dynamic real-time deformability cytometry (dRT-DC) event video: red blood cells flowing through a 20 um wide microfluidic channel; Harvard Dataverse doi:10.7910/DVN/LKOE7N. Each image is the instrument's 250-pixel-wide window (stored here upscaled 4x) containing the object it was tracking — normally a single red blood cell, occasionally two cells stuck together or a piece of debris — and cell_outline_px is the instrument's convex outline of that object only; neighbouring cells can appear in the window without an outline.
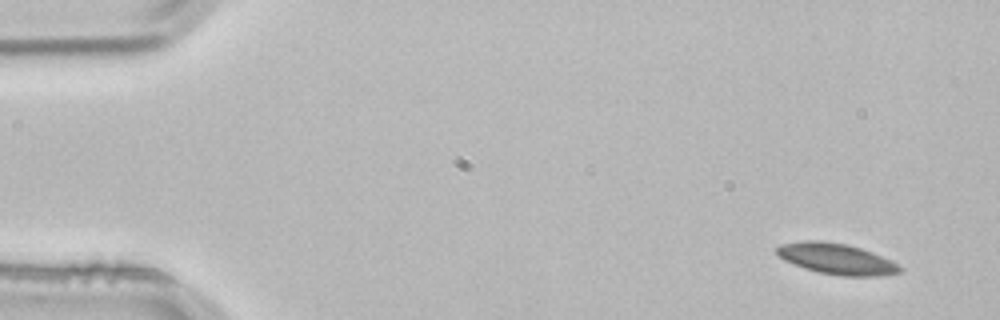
{"species": "common noctule bat (a hibernating species)", "species_latin": "Nyctalus noctula", "temperature_condition": "room temperature", "stored_images_in_passage": 3, "camera_frame_rate_fps": 3000, "um_per_image_px": 0.085, "animal": {"sex": "male", "body_mass_g": 21.5, "forearm_length_mm": 52.0}, "frame": {"image": 1, "passage_image": 1, "time_ms": 0.0, "image_size_px": [1000, 320], "cell_outline_px": [[904, 268], [900, 272], [880, 276], [840, 276], [820, 272], [804, 268], [784, 260], [776, 252], [776, 248], [780, 244], [804, 240], [824, 240], [848, 244], [872, 252], [892, 260], [900, 264]], "centroid_in_image_um": [71.14, 21.99], "position_along_channel_um": 13.9, "area_um2": 22.37}}